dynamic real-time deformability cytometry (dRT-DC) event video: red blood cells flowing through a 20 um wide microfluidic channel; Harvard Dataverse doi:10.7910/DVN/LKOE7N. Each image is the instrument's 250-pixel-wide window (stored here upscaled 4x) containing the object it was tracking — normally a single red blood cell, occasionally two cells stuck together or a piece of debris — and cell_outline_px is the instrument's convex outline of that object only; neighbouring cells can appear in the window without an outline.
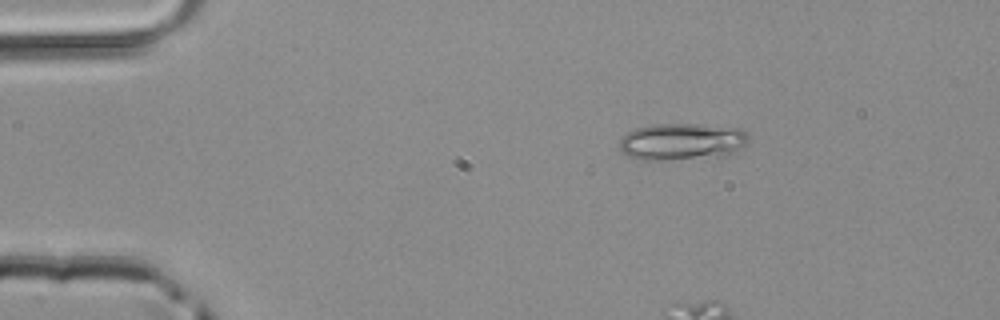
{"species": "common noctule bat (a hibernating species)", "species_latin": "Nyctalus noctula", "temperature_condition": "room temperature", "stored_images_in_passage": 5, "camera_frame_rate_fps": 3000, "um_per_image_px": 0.085, "animal": {"sex": "male", "body_mass_g": 20.4}, "frame": {"image": 1, "passage_image": 1, "time_ms": 0.0, "image_size_px": [1000, 320], "cell_outline_px": [[748, 140], [732, 156], [664, 160], [636, 160], [620, 152], [620, 140], [628, 132], [636, 128], [652, 124], [704, 124], [740, 128], [748, 132]], "centroid_in_image_um": [57.98, 12.05], "position_along_channel_um": 27.0, "area_um2": 28.32}}